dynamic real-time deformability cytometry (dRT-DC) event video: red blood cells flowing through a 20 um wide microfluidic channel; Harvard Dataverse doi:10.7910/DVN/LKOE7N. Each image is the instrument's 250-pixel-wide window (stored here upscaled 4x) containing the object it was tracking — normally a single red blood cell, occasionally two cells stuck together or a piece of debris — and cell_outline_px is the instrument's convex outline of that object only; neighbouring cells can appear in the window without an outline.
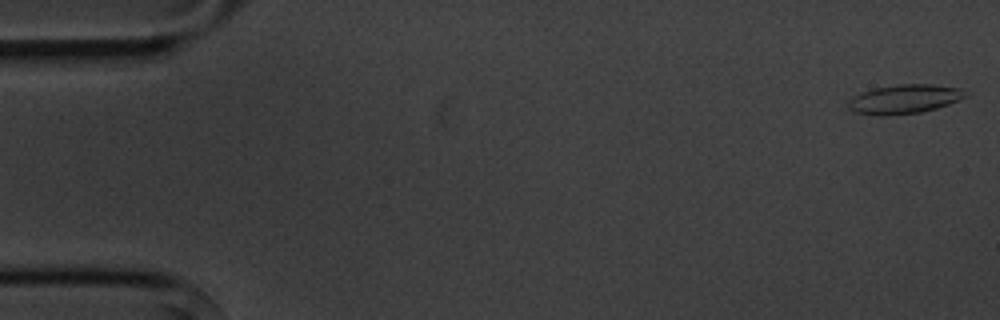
{"species": "common noctule bat (a hibernating species)", "species_latin": "Nyctalus noctula", "temperature_condition": "cold", "stored_images_in_passage": 6, "camera_frame_rate_fps": 3000, "um_per_image_px": 0.085, "animal": {"sex": "male", "body_mass_g": 20.1, "forearm_length_mm": 53.5}, "frame": {"image": 1, "passage_image": 1, "time_ms": 0.0, "image_size_px": [1000, 320], "cell_outline_px": [[968, 96], [960, 100], [936, 108], [920, 112], [884, 116], [880, 116], [856, 112], [848, 108], [848, 100], [852, 96], [876, 88], [900, 84], [932, 84], [960, 88]], "centroid_in_image_um": [76.87, 8.42], "position_along_channel_um": 8.1, "area_um2": 19.71}}